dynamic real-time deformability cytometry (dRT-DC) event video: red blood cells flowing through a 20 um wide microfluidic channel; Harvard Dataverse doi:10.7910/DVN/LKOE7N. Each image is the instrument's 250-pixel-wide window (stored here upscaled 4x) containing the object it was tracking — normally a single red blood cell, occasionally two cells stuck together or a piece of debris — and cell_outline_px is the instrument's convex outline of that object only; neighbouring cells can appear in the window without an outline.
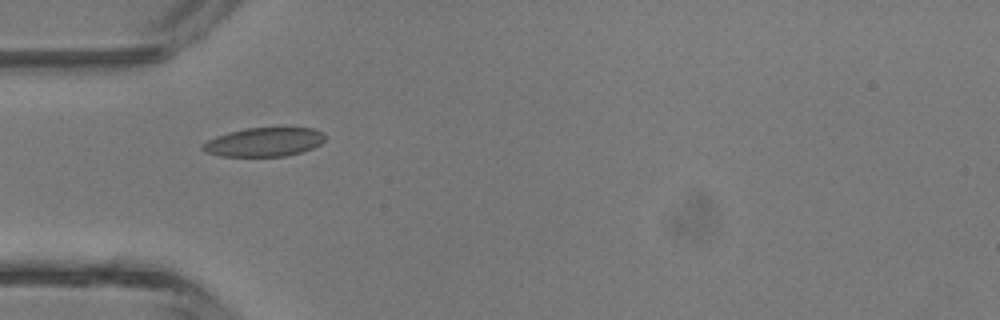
{"species": "common noctule bat (a hibernating species)", "species_latin": "Nyctalus noctula", "temperature_condition": "room temperature", "stored_images_in_passage": 6, "camera_frame_rate_fps": 3000, "um_per_image_px": 0.085, "animal": {"sex": "male", "body_mass_g": 13.3}, "frame": {"image": 1, "passage_image": 5, "time_ms": 4.667, "image_size_px": [1000, 320], "cell_outline_px": [[324, 140], [320, 144], [312, 148], [300, 152], [284, 156], [220, 156], [208, 152], [200, 148], [200, 144], [216, 136], [228, 132], [248, 128], [312, 128], [324, 132]], "centroid_in_image_um": [22.43, 12.07], "position_along_channel_um": 62.6, "area_um2": 20.46}}
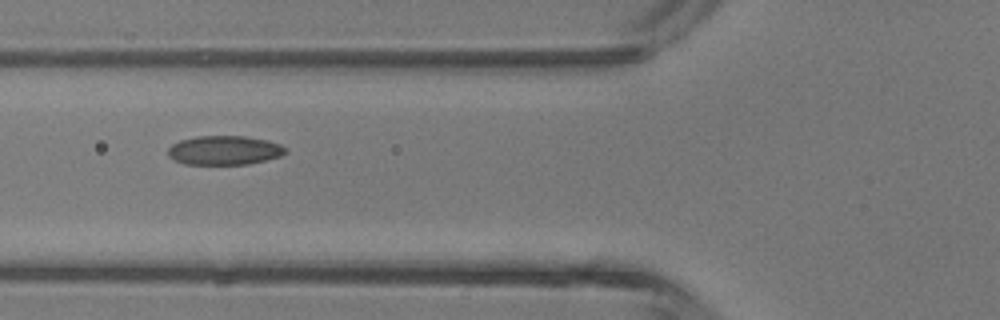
{"frame": {"image": 2, "passage_image": 6, "time_ms": 5.667, "image_size_px": [1000, 320], "cell_outline_px": [[288, 152], [280, 156], [248, 164], [184, 164], [172, 160], [168, 156], [168, 148], [172, 144], [180, 140], [196, 136], [244, 136], [268, 140], [280, 144], [288, 148]], "centroid_in_image_um": [19.06, 12.77], "position_along_channel_um": 106.7, "area_um2": 20.11}}